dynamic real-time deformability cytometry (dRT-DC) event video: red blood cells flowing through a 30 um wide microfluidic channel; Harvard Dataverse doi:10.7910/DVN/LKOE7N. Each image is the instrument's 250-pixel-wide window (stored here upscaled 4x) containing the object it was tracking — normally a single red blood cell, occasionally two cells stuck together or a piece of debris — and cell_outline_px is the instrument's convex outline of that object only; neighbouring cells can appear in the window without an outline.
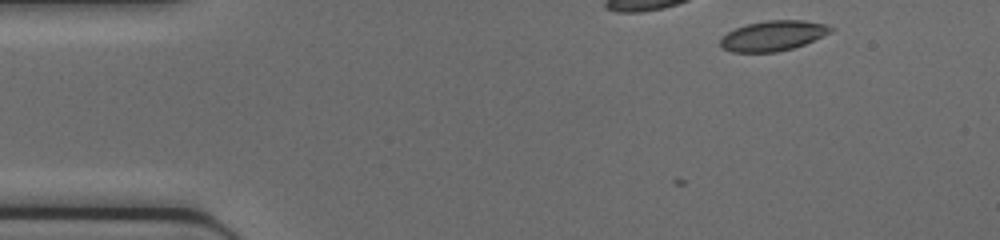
{"species": "common noctule bat (a hibernating species)", "species_latin": "Nyctalus noctula", "temperature_condition": "cold", "stored_images_in_passage": 2, "camera_frame_rate_fps": 3000, "um_per_image_px": 0.085, "animal": {"sex": "female", "body_mass_g": 17.0, "forearm_length_mm": 48.0}, "frame": {"image": 1, "passage_image": 2, "time_ms": 0.333, "image_size_px": [1000, 240], "cell_outline_px": [[836, 28], [832, 32], [804, 44], [792, 48], [776, 52], [732, 52], [724, 48], [720, 44], [720, 40], [728, 32], [736, 28], [748, 24], [768, 20], [804, 20], [828, 24]], "centroid_in_image_um": [65.77, 3.03], "position_along_channel_um": 19.2, "area_um2": 19.31}}